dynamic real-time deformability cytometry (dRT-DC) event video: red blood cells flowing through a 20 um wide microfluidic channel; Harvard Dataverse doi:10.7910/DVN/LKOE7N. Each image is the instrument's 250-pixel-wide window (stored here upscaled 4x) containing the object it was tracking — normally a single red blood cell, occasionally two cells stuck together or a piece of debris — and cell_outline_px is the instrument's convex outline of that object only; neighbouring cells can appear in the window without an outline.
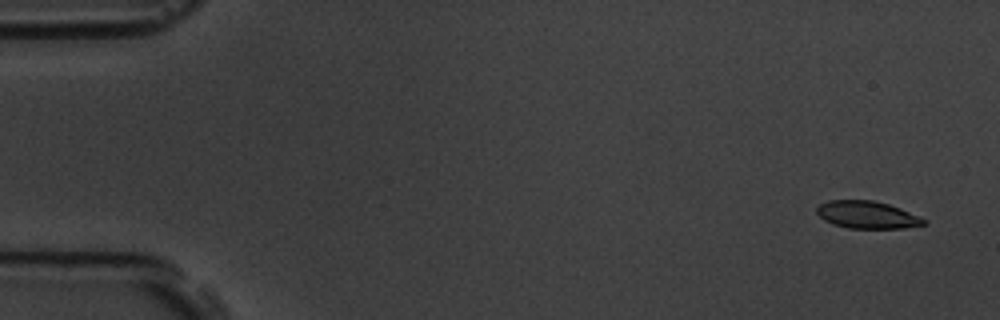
{"species": "common noctule bat (a hibernating species)", "species_latin": "Nyctalus noctula", "temperature_condition": "room temperature", "stored_images_in_passage": 4, "camera_frame_rate_fps": 3000, "um_per_image_px": 0.085, "animal": {"sex": "male", "body_mass_g": 19.5, "forearm_length_mm": 54.6}, "frame": {"image": 1, "passage_image": 1, "time_ms": 0.0, "image_size_px": [1000, 320], "cell_outline_px": [[928, 224], [904, 228], [848, 228], [832, 224], [824, 220], [816, 212], [816, 208], [820, 204], [828, 200], [872, 200], [888, 204], [900, 208], [920, 216], [928, 220]], "centroid_in_image_um": [73.73, 18.26], "position_along_channel_um": 11.3, "area_um2": 17.22}}